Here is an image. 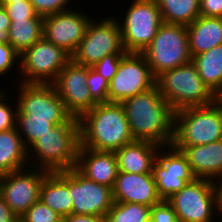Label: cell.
<instances>
[{
    "mask_svg": "<svg viewBox=\"0 0 222 222\" xmlns=\"http://www.w3.org/2000/svg\"><path fill=\"white\" fill-rule=\"evenodd\" d=\"M134 140H145L162 147L170 146L174 136L175 111L158 87L121 102Z\"/></svg>",
    "mask_w": 222,
    "mask_h": 222,
    "instance_id": "obj_1",
    "label": "cell"
},
{
    "mask_svg": "<svg viewBox=\"0 0 222 222\" xmlns=\"http://www.w3.org/2000/svg\"><path fill=\"white\" fill-rule=\"evenodd\" d=\"M78 121L82 147L114 152L134 141L121 103H98Z\"/></svg>",
    "mask_w": 222,
    "mask_h": 222,
    "instance_id": "obj_2",
    "label": "cell"
},
{
    "mask_svg": "<svg viewBox=\"0 0 222 222\" xmlns=\"http://www.w3.org/2000/svg\"><path fill=\"white\" fill-rule=\"evenodd\" d=\"M79 147V121L71 117L66 123L56 125L28 148V157L36 160H29L28 163L30 167L49 172L66 171L76 167Z\"/></svg>",
    "mask_w": 222,
    "mask_h": 222,
    "instance_id": "obj_3",
    "label": "cell"
},
{
    "mask_svg": "<svg viewBox=\"0 0 222 222\" xmlns=\"http://www.w3.org/2000/svg\"><path fill=\"white\" fill-rule=\"evenodd\" d=\"M160 94L176 112L187 107L206 106L215 102V95L202 81L191 61L156 77Z\"/></svg>",
    "mask_w": 222,
    "mask_h": 222,
    "instance_id": "obj_4",
    "label": "cell"
},
{
    "mask_svg": "<svg viewBox=\"0 0 222 222\" xmlns=\"http://www.w3.org/2000/svg\"><path fill=\"white\" fill-rule=\"evenodd\" d=\"M220 139L222 107L216 102L175 112L172 146L206 145Z\"/></svg>",
    "mask_w": 222,
    "mask_h": 222,
    "instance_id": "obj_5",
    "label": "cell"
},
{
    "mask_svg": "<svg viewBox=\"0 0 222 222\" xmlns=\"http://www.w3.org/2000/svg\"><path fill=\"white\" fill-rule=\"evenodd\" d=\"M142 54L155 77L191 62L187 26L164 22Z\"/></svg>",
    "mask_w": 222,
    "mask_h": 222,
    "instance_id": "obj_6",
    "label": "cell"
},
{
    "mask_svg": "<svg viewBox=\"0 0 222 222\" xmlns=\"http://www.w3.org/2000/svg\"><path fill=\"white\" fill-rule=\"evenodd\" d=\"M132 2L124 20L118 23L125 51L142 53L153 41L164 21L156 0H132Z\"/></svg>",
    "mask_w": 222,
    "mask_h": 222,
    "instance_id": "obj_7",
    "label": "cell"
},
{
    "mask_svg": "<svg viewBox=\"0 0 222 222\" xmlns=\"http://www.w3.org/2000/svg\"><path fill=\"white\" fill-rule=\"evenodd\" d=\"M118 20L116 17H108L99 22L92 19L84 38L71 55V60L79 65L92 67L106 55L127 54Z\"/></svg>",
    "mask_w": 222,
    "mask_h": 222,
    "instance_id": "obj_8",
    "label": "cell"
},
{
    "mask_svg": "<svg viewBox=\"0 0 222 222\" xmlns=\"http://www.w3.org/2000/svg\"><path fill=\"white\" fill-rule=\"evenodd\" d=\"M19 68L25 84H52L59 72L71 60L62 48L42 37L20 54Z\"/></svg>",
    "mask_w": 222,
    "mask_h": 222,
    "instance_id": "obj_9",
    "label": "cell"
},
{
    "mask_svg": "<svg viewBox=\"0 0 222 222\" xmlns=\"http://www.w3.org/2000/svg\"><path fill=\"white\" fill-rule=\"evenodd\" d=\"M18 84V100L14 105L30 120L64 124L72 117L52 84Z\"/></svg>",
    "mask_w": 222,
    "mask_h": 222,
    "instance_id": "obj_10",
    "label": "cell"
},
{
    "mask_svg": "<svg viewBox=\"0 0 222 222\" xmlns=\"http://www.w3.org/2000/svg\"><path fill=\"white\" fill-rule=\"evenodd\" d=\"M167 201L180 222H212L214 213H218L213 183L209 179L195 178Z\"/></svg>",
    "mask_w": 222,
    "mask_h": 222,
    "instance_id": "obj_11",
    "label": "cell"
},
{
    "mask_svg": "<svg viewBox=\"0 0 222 222\" xmlns=\"http://www.w3.org/2000/svg\"><path fill=\"white\" fill-rule=\"evenodd\" d=\"M155 85L156 77L145 56L142 53H127L109 82L108 102L121 103Z\"/></svg>",
    "mask_w": 222,
    "mask_h": 222,
    "instance_id": "obj_12",
    "label": "cell"
},
{
    "mask_svg": "<svg viewBox=\"0 0 222 222\" xmlns=\"http://www.w3.org/2000/svg\"><path fill=\"white\" fill-rule=\"evenodd\" d=\"M48 173L44 169L29 166L3 175L0 195L18 217L39 200L40 187Z\"/></svg>",
    "mask_w": 222,
    "mask_h": 222,
    "instance_id": "obj_13",
    "label": "cell"
},
{
    "mask_svg": "<svg viewBox=\"0 0 222 222\" xmlns=\"http://www.w3.org/2000/svg\"><path fill=\"white\" fill-rule=\"evenodd\" d=\"M152 173L158 195L162 200H168L196 178L186 157L172 145L167 146V150L166 146L160 147Z\"/></svg>",
    "mask_w": 222,
    "mask_h": 222,
    "instance_id": "obj_14",
    "label": "cell"
},
{
    "mask_svg": "<svg viewBox=\"0 0 222 222\" xmlns=\"http://www.w3.org/2000/svg\"><path fill=\"white\" fill-rule=\"evenodd\" d=\"M52 85L62 99L65 109L74 118L79 119L98 104L87 87V66L70 60Z\"/></svg>",
    "mask_w": 222,
    "mask_h": 222,
    "instance_id": "obj_15",
    "label": "cell"
},
{
    "mask_svg": "<svg viewBox=\"0 0 222 222\" xmlns=\"http://www.w3.org/2000/svg\"><path fill=\"white\" fill-rule=\"evenodd\" d=\"M69 193L73 199L72 214L105 217L114 204L111 187L89 180L76 168L69 169Z\"/></svg>",
    "mask_w": 222,
    "mask_h": 222,
    "instance_id": "obj_16",
    "label": "cell"
},
{
    "mask_svg": "<svg viewBox=\"0 0 222 222\" xmlns=\"http://www.w3.org/2000/svg\"><path fill=\"white\" fill-rule=\"evenodd\" d=\"M92 17L73 9L43 17V37L70 56L84 38Z\"/></svg>",
    "mask_w": 222,
    "mask_h": 222,
    "instance_id": "obj_17",
    "label": "cell"
},
{
    "mask_svg": "<svg viewBox=\"0 0 222 222\" xmlns=\"http://www.w3.org/2000/svg\"><path fill=\"white\" fill-rule=\"evenodd\" d=\"M114 202L135 203L152 207L159 197L153 174L118 172L112 188Z\"/></svg>",
    "mask_w": 222,
    "mask_h": 222,
    "instance_id": "obj_18",
    "label": "cell"
},
{
    "mask_svg": "<svg viewBox=\"0 0 222 222\" xmlns=\"http://www.w3.org/2000/svg\"><path fill=\"white\" fill-rule=\"evenodd\" d=\"M75 168L89 180L111 188L119 172L113 151H98L82 146L79 147Z\"/></svg>",
    "mask_w": 222,
    "mask_h": 222,
    "instance_id": "obj_19",
    "label": "cell"
},
{
    "mask_svg": "<svg viewBox=\"0 0 222 222\" xmlns=\"http://www.w3.org/2000/svg\"><path fill=\"white\" fill-rule=\"evenodd\" d=\"M173 147L186 157L196 178L214 180L222 175V139L206 145Z\"/></svg>",
    "mask_w": 222,
    "mask_h": 222,
    "instance_id": "obj_20",
    "label": "cell"
},
{
    "mask_svg": "<svg viewBox=\"0 0 222 222\" xmlns=\"http://www.w3.org/2000/svg\"><path fill=\"white\" fill-rule=\"evenodd\" d=\"M160 147L150 141L134 140L114 151L119 172L153 174V163Z\"/></svg>",
    "mask_w": 222,
    "mask_h": 222,
    "instance_id": "obj_21",
    "label": "cell"
},
{
    "mask_svg": "<svg viewBox=\"0 0 222 222\" xmlns=\"http://www.w3.org/2000/svg\"><path fill=\"white\" fill-rule=\"evenodd\" d=\"M39 200L62 218L72 214L73 199L69 193V170L49 172L42 181Z\"/></svg>",
    "mask_w": 222,
    "mask_h": 222,
    "instance_id": "obj_22",
    "label": "cell"
},
{
    "mask_svg": "<svg viewBox=\"0 0 222 222\" xmlns=\"http://www.w3.org/2000/svg\"><path fill=\"white\" fill-rule=\"evenodd\" d=\"M187 30L191 57L222 45V18L199 15Z\"/></svg>",
    "mask_w": 222,
    "mask_h": 222,
    "instance_id": "obj_23",
    "label": "cell"
},
{
    "mask_svg": "<svg viewBox=\"0 0 222 222\" xmlns=\"http://www.w3.org/2000/svg\"><path fill=\"white\" fill-rule=\"evenodd\" d=\"M28 149L17 128L0 132V171L10 173L29 167Z\"/></svg>",
    "mask_w": 222,
    "mask_h": 222,
    "instance_id": "obj_24",
    "label": "cell"
},
{
    "mask_svg": "<svg viewBox=\"0 0 222 222\" xmlns=\"http://www.w3.org/2000/svg\"><path fill=\"white\" fill-rule=\"evenodd\" d=\"M192 62L202 81L215 95L222 87V45L193 56Z\"/></svg>",
    "mask_w": 222,
    "mask_h": 222,
    "instance_id": "obj_25",
    "label": "cell"
},
{
    "mask_svg": "<svg viewBox=\"0 0 222 222\" xmlns=\"http://www.w3.org/2000/svg\"><path fill=\"white\" fill-rule=\"evenodd\" d=\"M43 37V17L13 20L9 28L10 45L21 54Z\"/></svg>",
    "mask_w": 222,
    "mask_h": 222,
    "instance_id": "obj_26",
    "label": "cell"
},
{
    "mask_svg": "<svg viewBox=\"0 0 222 222\" xmlns=\"http://www.w3.org/2000/svg\"><path fill=\"white\" fill-rule=\"evenodd\" d=\"M156 2L165 23L188 26L200 15V0H156Z\"/></svg>",
    "mask_w": 222,
    "mask_h": 222,
    "instance_id": "obj_27",
    "label": "cell"
},
{
    "mask_svg": "<svg viewBox=\"0 0 222 222\" xmlns=\"http://www.w3.org/2000/svg\"><path fill=\"white\" fill-rule=\"evenodd\" d=\"M150 208L142 204L114 202L105 216V222H146L150 217Z\"/></svg>",
    "mask_w": 222,
    "mask_h": 222,
    "instance_id": "obj_28",
    "label": "cell"
},
{
    "mask_svg": "<svg viewBox=\"0 0 222 222\" xmlns=\"http://www.w3.org/2000/svg\"><path fill=\"white\" fill-rule=\"evenodd\" d=\"M56 125L47 121L30 120V117L17 111L16 128L21 136L25 147L28 149L41 136L50 132ZM24 132V133H23Z\"/></svg>",
    "mask_w": 222,
    "mask_h": 222,
    "instance_id": "obj_29",
    "label": "cell"
},
{
    "mask_svg": "<svg viewBox=\"0 0 222 222\" xmlns=\"http://www.w3.org/2000/svg\"><path fill=\"white\" fill-rule=\"evenodd\" d=\"M87 87L97 103L108 102L109 81L92 67H87Z\"/></svg>",
    "mask_w": 222,
    "mask_h": 222,
    "instance_id": "obj_30",
    "label": "cell"
},
{
    "mask_svg": "<svg viewBox=\"0 0 222 222\" xmlns=\"http://www.w3.org/2000/svg\"><path fill=\"white\" fill-rule=\"evenodd\" d=\"M61 218L59 214L40 200L34 203L22 216H20L23 222H57Z\"/></svg>",
    "mask_w": 222,
    "mask_h": 222,
    "instance_id": "obj_31",
    "label": "cell"
},
{
    "mask_svg": "<svg viewBox=\"0 0 222 222\" xmlns=\"http://www.w3.org/2000/svg\"><path fill=\"white\" fill-rule=\"evenodd\" d=\"M11 21L36 19L39 15L36 13L30 0L2 4Z\"/></svg>",
    "mask_w": 222,
    "mask_h": 222,
    "instance_id": "obj_32",
    "label": "cell"
},
{
    "mask_svg": "<svg viewBox=\"0 0 222 222\" xmlns=\"http://www.w3.org/2000/svg\"><path fill=\"white\" fill-rule=\"evenodd\" d=\"M6 90L0 92V132L9 131L16 128L17 121V111L18 107L16 106L12 109L10 104L6 102ZM5 93V94H4Z\"/></svg>",
    "mask_w": 222,
    "mask_h": 222,
    "instance_id": "obj_33",
    "label": "cell"
},
{
    "mask_svg": "<svg viewBox=\"0 0 222 222\" xmlns=\"http://www.w3.org/2000/svg\"><path fill=\"white\" fill-rule=\"evenodd\" d=\"M36 13L42 17L55 14L58 12L70 10L69 4L71 5L73 0H30Z\"/></svg>",
    "mask_w": 222,
    "mask_h": 222,
    "instance_id": "obj_34",
    "label": "cell"
},
{
    "mask_svg": "<svg viewBox=\"0 0 222 222\" xmlns=\"http://www.w3.org/2000/svg\"><path fill=\"white\" fill-rule=\"evenodd\" d=\"M126 54H109L104 56L99 62H97L93 69H95L101 76H103L109 82L116 74L121 59Z\"/></svg>",
    "mask_w": 222,
    "mask_h": 222,
    "instance_id": "obj_35",
    "label": "cell"
},
{
    "mask_svg": "<svg viewBox=\"0 0 222 222\" xmlns=\"http://www.w3.org/2000/svg\"><path fill=\"white\" fill-rule=\"evenodd\" d=\"M150 218L153 222H180L167 200H161L150 208Z\"/></svg>",
    "mask_w": 222,
    "mask_h": 222,
    "instance_id": "obj_36",
    "label": "cell"
},
{
    "mask_svg": "<svg viewBox=\"0 0 222 222\" xmlns=\"http://www.w3.org/2000/svg\"><path fill=\"white\" fill-rule=\"evenodd\" d=\"M19 58L20 54L10 44L0 43V76L12 71Z\"/></svg>",
    "mask_w": 222,
    "mask_h": 222,
    "instance_id": "obj_37",
    "label": "cell"
},
{
    "mask_svg": "<svg viewBox=\"0 0 222 222\" xmlns=\"http://www.w3.org/2000/svg\"><path fill=\"white\" fill-rule=\"evenodd\" d=\"M200 16L222 18V0H200Z\"/></svg>",
    "mask_w": 222,
    "mask_h": 222,
    "instance_id": "obj_38",
    "label": "cell"
},
{
    "mask_svg": "<svg viewBox=\"0 0 222 222\" xmlns=\"http://www.w3.org/2000/svg\"><path fill=\"white\" fill-rule=\"evenodd\" d=\"M11 20L6 13L5 8L0 4V43L10 44L9 41V28Z\"/></svg>",
    "mask_w": 222,
    "mask_h": 222,
    "instance_id": "obj_39",
    "label": "cell"
},
{
    "mask_svg": "<svg viewBox=\"0 0 222 222\" xmlns=\"http://www.w3.org/2000/svg\"><path fill=\"white\" fill-rule=\"evenodd\" d=\"M64 219L65 222H105V217L86 214H70Z\"/></svg>",
    "mask_w": 222,
    "mask_h": 222,
    "instance_id": "obj_40",
    "label": "cell"
},
{
    "mask_svg": "<svg viewBox=\"0 0 222 222\" xmlns=\"http://www.w3.org/2000/svg\"><path fill=\"white\" fill-rule=\"evenodd\" d=\"M17 218L18 216L11 210L0 195V222H14Z\"/></svg>",
    "mask_w": 222,
    "mask_h": 222,
    "instance_id": "obj_41",
    "label": "cell"
},
{
    "mask_svg": "<svg viewBox=\"0 0 222 222\" xmlns=\"http://www.w3.org/2000/svg\"><path fill=\"white\" fill-rule=\"evenodd\" d=\"M213 183V188L215 191V196H216V206H217V211L218 214L221 216L222 214V181H212Z\"/></svg>",
    "mask_w": 222,
    "mask_h": 222,
    "instance_id": "obj_42",
    "label": "cell"
},
{
    "mask_svg": "<svg viewBox=\"0 0 222 222\" xmlns=\"http://www.w3.org/2000/svg\"><path fill=\"white\" fill-rule=\"evenodd\" d=\"M215 102L222 107V87H221V89L215 94Z\"/></svg>",
    "mask_w": 222,
    "mask_h": 222,
    "instance_id": "obj_43",
    "label": "cell"
},
{
    "mask_svg": "<svg viewBox=\"0 0 222 222\" xmlns=\"http://www.w3.org/2000/svg\"><path fill=\"white\" fill-rule=\"evenodd\" d=\"M23 0H0V4H10V3H15V2H20Z\"/></svg>",
    "mask_w": 222,
    "mask_h": 222,
    "instance_id": "obj_44",
    "label": "cell"
},
{
    "mask_svg": "<svg viewBox=\"0 0 222 222\" xmlns=\"http://www.w3.org/2000/svg\"><path fill=\"white\" fill-rule=\"evenodd\" d=\"M212 181H222V175H221L220 177H218V178L212 180Z\"/></svg>",
    "mask_w": 222,
    "mask_h": 222,
    "instance_id": "obj_45",
    "label": "cell"
},
{
    "mask_svg": "<svg viewBox=\"0 0 222 222\" xmlns=\"http://www.w3.org/2000/svg\"><path fill=\"white\" fill-rule=\"evenodd\" d=\"M3 175H4V173L0 171V183L2 181Z\"/></svg>",
    "mask_w": 222,
    "mask_h": 222,
    "instance_id": "obj_46",
    "label": "cell"
},
{
    "mask_svg": "<svg viewBox=\"0 0 222 222\" xmlns=\"http://www.w3.org/2000/svg\"><path fill=\"white\" fill-rule=\"evenodd\" d=\"M146 222H153V220L149 217Z\"/></svg>",
    "mask_w": 222,
    "mask_h": 222,
    "instance_id": "obj_47",
    "label": "cell"
},
{
    "mask_svg": "<svg viewBox=\"0 0 222 222\" xmlns=\"http://www.w3.org/2000/svg\"><path fill=\"white\" fill-rule=\"evenodd\" d=\"M14 222H21L20 217H18Z\"/></svg>",
    "mask_w": 222,
    "mask_h": 222,
    "instance_id": "obj_48",
    "label": "cell"
},
{
    "mask_svg": "<svg viewBox=\"0 0 222 222\" xmlns=\"http://www.w3.org/2000/svg\"><path fill=\"white\" fill-rule=\"evenodd\" d=\"M57 222H65L64 218H61L60 220H58Z\"/></svg>",
    "mask_w": 222,
    "mask_h": 222,
    "instance_id": "obj_49",
    "label": "cell"
}]
</instances>
